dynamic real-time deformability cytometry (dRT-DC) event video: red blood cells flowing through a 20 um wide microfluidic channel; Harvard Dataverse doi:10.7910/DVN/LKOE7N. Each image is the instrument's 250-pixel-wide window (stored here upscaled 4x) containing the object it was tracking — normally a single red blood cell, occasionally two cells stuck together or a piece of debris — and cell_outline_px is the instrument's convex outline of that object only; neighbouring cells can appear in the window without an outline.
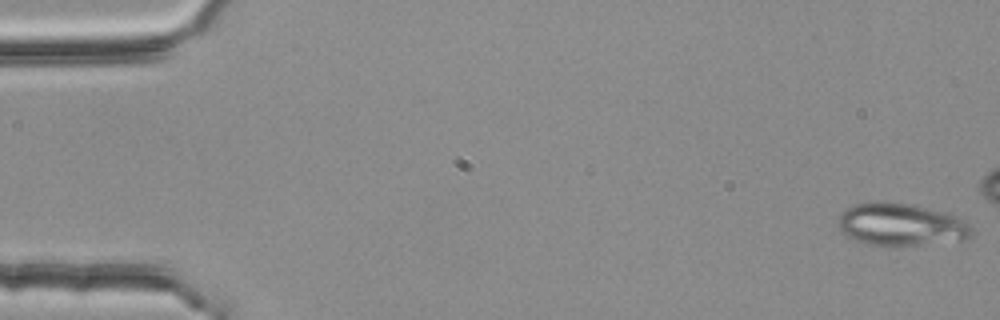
{"species": "common noctule bat (a hibernating species)", "species_latin": "Nyctalus noctula", "temperature_condition": "room temperature", "stored_images_in_passage": 54, "camera_frame_rate_fps": 3000, "um_per_image_px": 0.085, "animal": {"sex": "female", "body_mass_g": 25.1}, "frame": {"image": 1, "passage_image": 1, "time_ms": 0.0, "image_size_px": [1000, 320], "cell_outline_px": [[972, 236], [964, 240], [900, 248], [884, 248], [852, 240], [840, 232], [836, 220], [840, 212], [844, 208], [852, 204], [872, 200], [884, 200], [916, 204], [948, 212], [964, 220], [972, 228]], "centroid_in_image_um": [76.53, 19.09], "position_along_channel_um": 8.5, "area_um2": 35.2}}
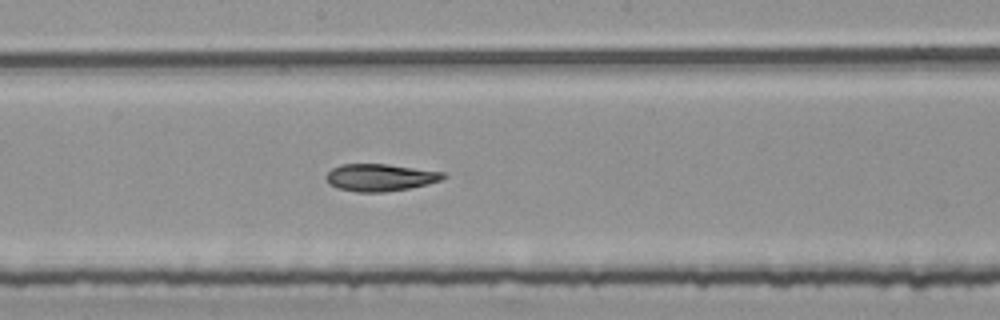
{"frame": {"image": 2, "passage_image": 29, "time_ms": 9.333, "image_size_px": [1000, 320], "cell_outline_px": [[448, 176], [440, 180], [428, 184], [408, 188], [384, 192], [356, 192], [336, 188], [328, 184], [324, 176], [332, 168], [340, 164], [388, 164], [444, 172]], "centroid_in_image_um": [32.27, 15.08], "position_along_channel_um": 215.9, "area_um2": 18.73}}
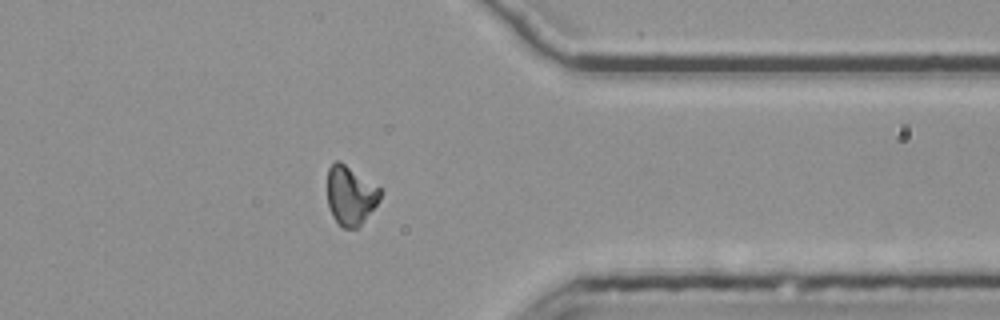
{"frame": {"image": 3, "passage_image": 43, "time_ms": 14.0, "image_size_px": [1000, 320], "cell_outline_px": [[380, 200], [364, 220], [356, 228], [344, 228], [332, 216], [328, 204], [328, 168], [336, 160], [340, 160], [380, 188]], "centroid_in_image_um": [29.78, 16.59], "position_along_channel_um": 381.6, "area_um2": 17.92}, "authors_computed_cell_mechanics": {"area_um2": 19.1896, "velocity_mm_per_s": 3.8047, "shape_relaxation_time_tau1_ms": null, "shape_relaxation_time_tau2_ms": 3.5971, "deformation_change_tau1": null, "deformation_change_tau2": 0.1007}}